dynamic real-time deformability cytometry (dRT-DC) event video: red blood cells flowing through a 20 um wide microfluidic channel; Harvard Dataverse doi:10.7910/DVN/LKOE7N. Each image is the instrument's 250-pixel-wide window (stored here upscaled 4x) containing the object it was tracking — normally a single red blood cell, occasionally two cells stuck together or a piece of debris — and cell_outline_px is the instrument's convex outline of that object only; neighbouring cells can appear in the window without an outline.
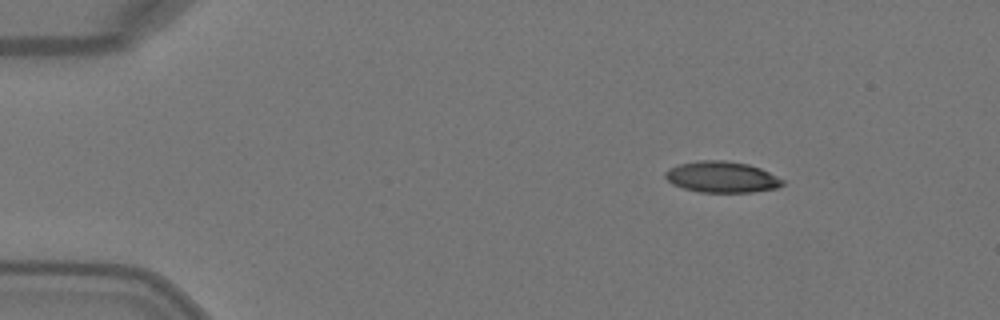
{"species": "Egyptian fruit bat (a non-hibernating species)", "species_latin": "Rousettus aegyptiacus", "temperature_condition": "warm", "stored_images_in_passage": 3, "camera_frame_rate_fps": 3000, "um_per_image_px": 0.085, "animal": {"sex": "female"}, "frame": {"image": 1, "passage_image": 1, "time_ms": 0.0, "image_size_px": [1000, 320], "cell_outline_px": [[784, 184], [776, 188], [752, 192], [700, 192], [684, 188], [672, 184], [664, 176], [664, 172], [668, 168], [680, 164], [700, 160], [724, 160], [748, 164], [760, 168], [784, 180]], "centroid_in_image_um": [61.33, 15.04], "position_along_channel_um": 23.7, "area_um2": 21.21}}